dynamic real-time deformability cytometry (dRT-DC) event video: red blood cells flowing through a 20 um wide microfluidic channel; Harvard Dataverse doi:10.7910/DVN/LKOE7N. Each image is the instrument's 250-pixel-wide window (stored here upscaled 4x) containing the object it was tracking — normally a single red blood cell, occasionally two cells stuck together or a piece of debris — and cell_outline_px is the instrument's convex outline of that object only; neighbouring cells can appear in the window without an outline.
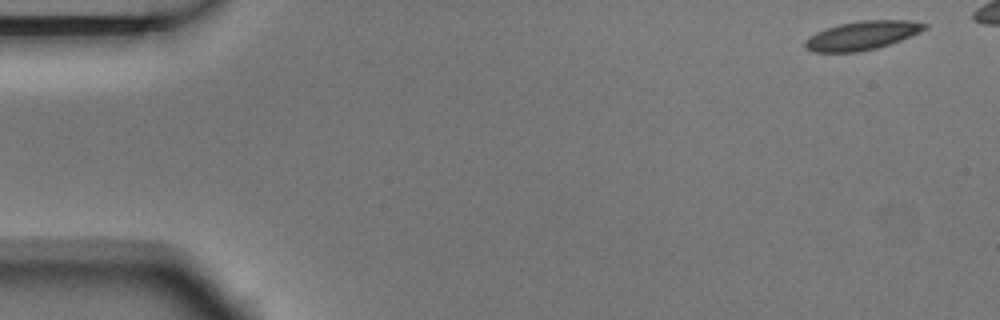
{"species": "Egyptian fruit bat (a non-hibernating species)", "species_latin": "Rousettus aegyptiacus", "temperature_condition": "room temperature", "stored_images_in_passage": 7, "segment_of_instrument_passage": [1, 2], "camera_frame_rate_fps": 3000, "um_per_image_px": 0.085, "animal": {"sex": "male"}, "frame": {"image": 1, "passage_image": 1, "time_ms": 0.0, "image_size_px": [1000, 320], "cell_outline_px": [[928, 28], [900, 40], [876, 48], [860, 52], [812, 52], [804, 48], [804, 40], [808, 36], [816, 32], [840, 24], [860, 20], [908, 20], [928, 24]], "centroid_in_image_um": [73.24, 3.02], "position_along_channel_um": 11.8, "area_um2": 20.0}}
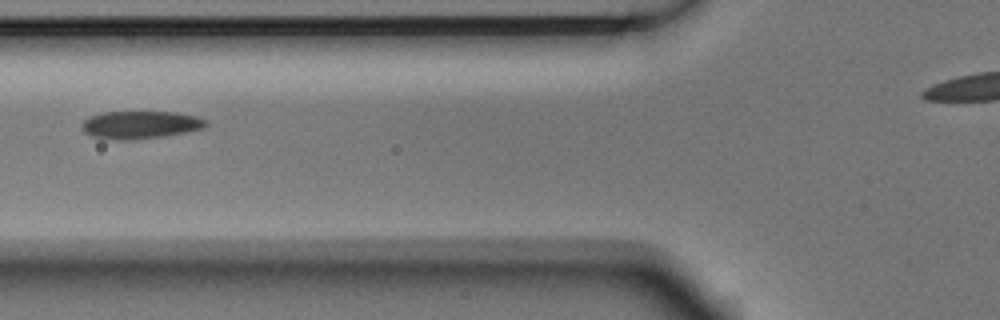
{"frame": {"image": 2, "passage_image": 6, "time_ms": 1.667, "image_size_px": [1000, 320], "cell_outline_px": [[208, 124], [204, 128], [164, 136], [124, 140], [92, 136], [84, 132], [80, 128], [80, 124], [88, 116], [100, 112], [176, 112], [196, 116], [208, 120]], "centroid_in_image_um": [11.9, 10.59], "position_along_channel_um": 113.9, "area_um2": 20.06}}